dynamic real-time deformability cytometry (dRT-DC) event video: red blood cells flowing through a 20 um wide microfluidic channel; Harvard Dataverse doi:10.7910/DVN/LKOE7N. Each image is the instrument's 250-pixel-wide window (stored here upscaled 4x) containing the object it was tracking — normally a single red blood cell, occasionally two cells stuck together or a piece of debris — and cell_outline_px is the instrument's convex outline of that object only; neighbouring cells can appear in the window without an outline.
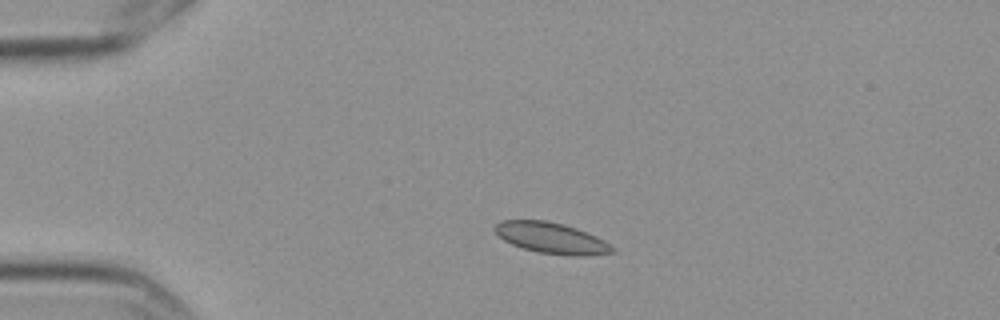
{"species": "Egyptian fruit bat (a non-hibernating species)", "species_latin": "Rousettus aegyptiacus", "temperature_condition": "cold", "stored_images_in_passage": 3, "camera_frame_rate_fps": 3000, "um_per_image_px": 0.085, "frame": {"image": 1, "passage_image": 2, "time_ms": 0.333, "image_size_px": [1000, 320], "cell_outline_px": [[616, 252], [588, 256], [568, 256], [536, 252], [512, 244], [504, 240], [492, 228], [500, 220], [544, 220], [564, 224], [576, 228], [596, 236], [604, 240], [616, 248]], "centroid_in_image_um": [46.9, 20.24], "position_along_channel_um": 38.1, "area_um2": 21.39}}